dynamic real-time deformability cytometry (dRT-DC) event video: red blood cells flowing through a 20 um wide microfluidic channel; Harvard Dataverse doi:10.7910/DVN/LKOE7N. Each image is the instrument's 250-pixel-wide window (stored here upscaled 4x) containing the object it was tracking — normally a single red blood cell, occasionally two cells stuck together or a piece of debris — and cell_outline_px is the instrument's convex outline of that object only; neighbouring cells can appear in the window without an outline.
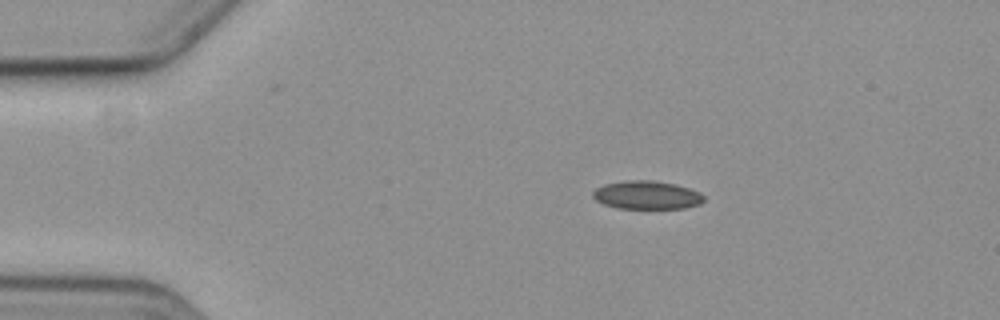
{"species": "common noctule bat (a hibernating species)", "species_latin": "Nyctalus noctula", "temperature_condition": "cold", "stored_images_in_passage": 6, "camera_frame_rate_fps": 3000, "um_per_image_px": 0.085, "animal": {"sex": "female", "body_mass_g": 19.3, "forearm_length_mm": 54.1}, "frame": {"image": 1, "passage_image": 2, "time_ms": 1.0, "image_size_px": [1000, 320], "cell_outline_px": [[704, 200], [700, 204], [684, 208], [616, 208], [604, 204], [596, 200], [592, 196], [592, 192], [596, 188], [604, 184], [624, 180], [652, 180], [672, 184], [688, 188], [700, 192], [704, 196]], "centroid_in_image_um": [54.95, 16.58], "position_along_channel_um": 30.0, "area_um2": 18.26}}
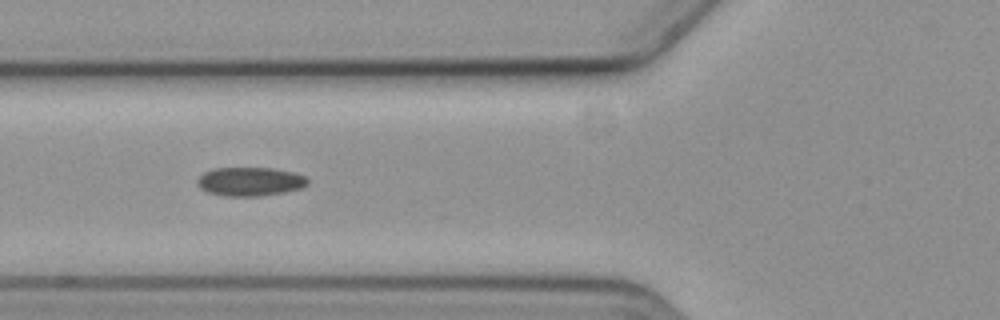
{"frame": {"image": 2, "passage_image": 5, "time_ms": 4.667, "image_size_px": [1000, 320], "cell_outline_px": [[308, 184], [300, 188], [284, 192], [260, 196], [224, 196], [208, 192], [200, 188], [196, 184], [196, 180], [204, 172], [212, 168], [272, 168], [296, 172], [304, 176], [308, 180]], "centroid_in_image_um": [21.23, 15.43], "position_along_channel_um": 104.6, "area_um2": 18.61}}
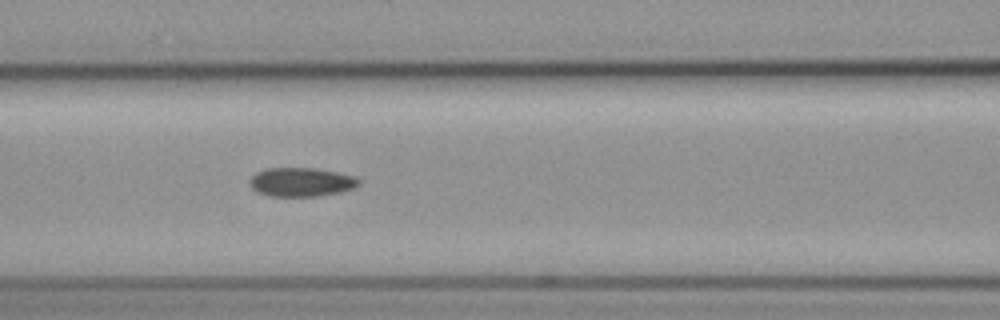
{"frame": {"image": 3, "passage_image": 6, "time_ms": 5.667, "image_size_px": [1000, 320], "cell_outline_px": [[360, 184], [352, 188], [340, 192], [316, 196], [268, 196], [256, 192], [252, 188], [248, 180], [256, 172], [264, 168], [316, 168], [356, 176], [360, 180]], "centroid_in_image_um": [25.57, 15.47], "position_along_channel_um": 141.0, "area_um2": 18.5}}